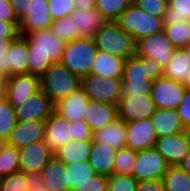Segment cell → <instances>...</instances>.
Here are the masks:
<instances>
[{
    "label": "cell",
    "instance_id": "cell-57",
    "mask_svg": "<svg viewBox=\"0 0 190 191\" xmlns=\"http://www.w3.org/2000/svg\"><path fill=\"white\" fill-rule=\"evenodd\" d=\"M183 85L186 87V89L190 90V71H188L187 77Z\"/></svg>",
    "mask_w": 190,
    "mask_h": 191
},
{
    "label": "cell",
    "instance_id": "cell-39",
    "mask_svg": "<svg viewBox=\"0 0 190 191\" xmlns=\"http://www.w3.org/2000/svg\"><path fill=\"white\" fill-rule=\"evenodd\" d=\"M16 122L14 107L5 98H0V137L7 141Z\"/></svg>",
    "mask_w": 190,
    "mask_h": 191
},
{
    "label": "cell",
    "instance_id": "cell-5",
    "mask_svg": "<svg viewBox=\"0 0 190 191\" xmlns=\"http://www.w3.org/2000/svg\"><path fill=\"white\" fill-rule=\"evenodd\" d=\"M116 22L135 42L159 33L164 28L162 18L146 13L133 3L128 6Z\"/></svg>",
    "mask_w": 190,
    "mask_h": 191
},
{
    "label": "cell",
    "instance_id": "cell-30",
    "mask_svg": "<svg viewBox=\"0 0 190 191\" xmlns=\"http://www.w3.org/2000/svg\"><path fill=\"white\" fill-rule=\"evenodd\" d=\"M190 71V59L183 49H175L173 57L163 69V77L184 83Z\"/></svg>",
    "mask_w": 190,
    "mask_h": 191
},
{
    "label": "cell",
    "instance_id": "cell-17",
    "mask_svg": "<svg viewBox=\"0 0 190 191\" xmlns=\"http://www.w3.org/2000/svg\"><path fill=\"white\" fill-rule=\"evenodd\" d=\"M46 120L17 121L7 144L21 149L45 138Z\"/></svg>",
    "mask_w": 190,
    "mask_h": 191
},
{
    "label": "cell",
    "instance_id": "cell-14",
    "mask_svg": "<svg viewBox=\"0 0 190 191\" xmlns=\"http://www.w3.org/2000/svg\"><path fill=\"white\" fill-rule=\"evenodd\" d=\"M54 107L51 99L40 90L26 102L14 106V112L17 121L47 120Z\"/></svg>",
    "mask_w": 190,
    "mask_h": 191
},
{
    "label": "cell",
    "instance_id": "cell-22",
    "mask_svg": "<svg viewBox=\"0 0 190 191\" xmlns=\"http://www.w3.org/2000/svg\"><path fill=\"white\" fill-rule=\"evenodd\" d=\"M5 57V74L7 76L28 74L29 54L27 38L25 36H19L15 39Z\"/></svg>",
    "mask_w": 190,
    "mask_h": 191
},
{
    "label": "cell",
    "instance_id": "cell-48",
    "mask_svg": "<svg viewBox=\"0 0 190 191\" xmlns=\"http://www.w3.org/2000/svg\"><path fill=\"white\" fill-rule=\"evenodd\" d=\"M17 21L20 23L30 9L31 0H9Z\"/></svg>",
    "mask_w": 190,
    "mask_h": 191
},
{
    "label": "cell",
    "instance_id": "cell-43",
    "mask_svg": "<svg viewBox=\"0 0 190 191\" xmlns=\"http://www.w3.org/2000/svg\"><path fill=\"white\" fill-rule=\"evenodd\" d=\"M133 4L148 14L162 18L168 7L167 0H133Z\"/></svg>",
    "mask_w": 190,
    "mask_h": 191
},
{
    "label": "cell",
    "instance_id": "cell-29",
    "mask_svg": "<svg viewBox=\"0 0 190 191\" xmlns=\"http://www.w3.org/2000/svg\"><path fill=\"white\" fill-rule=\"evenodd\" d=\"M92 140H71L54 152V155L64 164L88 161Z\"/></svg>",
    "mask_w": 190,
    "mask_h": 191
},
{
    "label": "cell",
    "instance_id": "cell-10",
    "mask_svg": "<svg viewBox=\"0 0 190 191\" xmlns=\"http://www.w3.org/2000/svg\"><path fill=\"white\" fill-rule=\"evenodd\" d=\"M185 91L183 83L161 77L153 81L150 96L157 109H176Z\"/></svg>",
    "mask_w": 190,
    "mask_h": 191
},
{
    "label": "cell",
    "instance_id": "cell-2",
    "mask_svg": "<svg viewBox=\"0 0 190 191\" xmlns=\"http://www.w3.org/2000/svg\"><path fill=\"white\" fill-rule=\"evenodd\" d=\"M41 90L55 105L81 87V79L61 62L53 63L40 76Z\"/></svg>",
    "mask_w": 190,
    "mask_h": 191
},
{
    "label": "cell",
    "instance_id": "cell-44",
    "mask_svg": "<svg viewBox=\"0 0 190 191\" xmlns=\"http://www.w3.org/2000/svg\"><path fill=\"white\" fill-rule=\"evenodd\" d=\"M52 20L70 16L74 11L73 0H48Z\"/></svg>",
    "mask_w": 190,
    "mask_h": 191
},
{
    "label": "cell",
    "instance_id": "cell-41",
    "mask_svg": "<svg viewBox=\"0 0 190 191\" xmlns=\"http://www.w3.org/2000/svg\"><path fill=\"white\" fill-rule=\"evenodd\" d=\"M138 181L132 175L108 176L107 191H136Z\"/></svg>",
    "mask_w": 190,
    "mask_h": 191
},
{
    "label": "cell",
    "instance_id": "cell-24",
    "mask_svg": "<svg viewBox=\"0 0 190 191\" xmlns=\"http://www.w3.org/2000/svg\"><path fill=\"white\" fill-rule=\"evenodd\" d=\"M44 183L50 191H71L67 181V168L55 155L41 172Z\"/></svg>",
    "mask_w": 190,
    "mask_h": 191
},
{
    "label": "cell",
    "instance_id": "cell-58",
    "mask_svg": "<svg viewBox=\"0 0 190 191\" xmlns=\"http://www.w3.org/2000/svg\"><path fill=\"white\" fill-rule=\"evenodd\" d=\"M6 145H7V141L0 137V153L5 148Z\"/></svg>",
    "mask_w": 190,
    "mask_h": 191
},
{
    "label": "cell",
    "instance_id": "cell-35",
    "mask_svg": "<svg viewBox=\"0 0 190 191\" xmlns=\"http://www.w3.org/2000/svg\"><path fill=\"white\" fill-rule=\"evenodd\" d=\"M133 0H97L96 9L107 21H116Z\"/></svg>",
    "mask_w": 190,
    "mask_h": 191
},
{
    "label": "cell",
    "instance_id": "cell-28",
    "mask_svg": "<svg viewBox=\"0 0 190 191\" xmlns=\"http://www.w3.org/2000/svg\"><path fill=\"white\" fill-rule=\"evenodd\" d=\"M125 59L98 51L91 73L104 77L122 79Z\"/></svg>",
    "mask_w": 190,
    "mask_h": 191
},
{
    "label": "cell",
    "instance_id": "cell-6",
    "mask_svg": "<svg viewBox=\"0 0 190 191\" xmlns=\"http://www.w3.org/2000/svg\"><path fill=\"white\" fill-rule=\"evenodd\" d=\"M81 88L90 100L118 105L121 99L122 79L91 73L81 78Z\"/></svg>",
    "mask_w": 190,
    "mask_h": 191
},
{
    "label": "cell",
    "instance_id": "cell-54",
    "mask_svg": "<svg viewBox=\"0 0 190 191\" xmlns=\"http://www.w3.org/2000/svg\"><path fill=\"white\" fill-rule=\"evenodd\" d=\"M97 0H73L75 10L96 8Z\"/></svg>",
    "mask_w": 190,
    "mask_h": 191
},
{
    "label": "cell",
    "instance_id": "cell-11",
    "mask_svg": "<svg viewBox=\"0 0 190 191\" xmlns=\"http://www.w3.org/2000/svg\"><path fill=\"white\" fill-rule=\"evenodd\" d=\"M190 146L189 132L158 137L154 148L164 157L170 166H177L185 157Z\"/></svg>",
    "mask_w": 190,
    "mask_h": 191
},
{
    "label": "cell",
    "instance_id": "cell-46",
    "mask_svg": "<svg viewBox=\"0 0 190 191\" xmlns=\"http://www.w3.org/2000/svg\"><path fill=\"white\" fill-rule=\"evenodd\" d=\"M176 110L185 130L188 131L190 128V90L186 89Z\"/></svg>",
    "mask_w": 190,
    "mask_h": 191
},
{
    "label": "cell",
    "instance_id": "cell-53",
    "mask_svg": "<svg viewBox=\"0 0 190 191\" xmlns=\"http://www.w3.org/2000/svg\"><path fill=\"white\" fill-rule=\"evenodd\" d=\"M17 38H0V71L5 73V59L13 41Z\"/></svg>",
    "mask_w": 190,
    "mask_h": 191
},
{
    "label": "cell",
    "instance_id": "cell-21",
    "mask_svg": "<svg viewBox=\"0 0 190 191\" xmlns=\"http://www.w3.org/2000/svg\"><path fill=\"white\" fill-rule=\"evenodd\" d=\"M90 99L80 87L71 95L55 104L54 110L69 122L85 120V108Z\"/></svg>",
    "mask_w": 190,
    "mask_h": 191
},
{
    "label": "cell",
    "instance_id": "cell-49",
    "mask_svg": "<svg viewBox=\"0 0 190 191\" xmlns=\"http://www.w3.org/2000/svg\"><path fill=\"white\" fill-rule=\"evenodd\" d=\"M19 22L0 21V38H18Z\"/></svg>",
    "mask_w": 190,
    "mask_h": 191
},
{
    "label": "cell",
    "instance_id": "cell-18",
    "mask_svg": "<svg viewBox=\"0 0 190 191\" xmlns=\"http://www.w3.org/2000/svg\"><path fill=\"white\" fill-rule=\"evenodd\" d=\"M71 140H73L72 122L67 121L54 110L46 120L45 143L55 152Z\"/></svg>",
    "mask_w": 190,
    "mask_h": 191
},
{
    "label": "cell",
    "instance_id": "cell-38",
    "mask_svg": "<svg viewBox=\"0 0 190 191\" xmlns=\"http://www.w3.org/2000/svg\"><path fill=\"white\" fill-rule=\"evenodd\" d=\"M20 171L18 148L6 145L0 153V176L6 177Z\"/></svg>",
    "mask_w": 190,
    "mask_h": 191
},
{
    "label": "cell",
    "instance_id": "cell-26",
    "mask_svg": "<svg viewBox=\"0 0 190 191\" xmlns=\"http://www.w3.org/2000/svg\"><path fill=\"white\" fill-rule=\"evenodd\" d=\"M76 28L80 30L81 38H93L107 22L96 8L75 10L71 15Z\"/></svg>",
    "mask_w": 190,
    "mask_h": 191
},
{
    "label": "cell",
    "instance_id": "cell-31",
    "mask_svg": "<svg viewBox=\"0 0 190 191\" xmlns=\"http://www.w3.org/2000/svg\"><path fill=\"white\" fill-rule=\"evenodd\" d=\"M190 21V0H169L163 14V26Z\"/></svg>",
    "mask_w": 190,
    "mask_h": 191
},
{
    "label": "cell",
    "instance_id": "cell-56",
    "mask_svg": "<svg viewBox=\"0 0 190 191\" xmlns=\"http://www.w3.org/2000/svg\"><path fill=\"white\" fill-rule=\"evenodd\" d=\"M8 76L0 71V98H5Z\"/></svg>",
    "mask_w": 190,
    "mask_h": 191
},
{
    "label": "cell",
    "instance_id": "cell-60",
    "mask_svg": "<svg viewBox=\"0 0 190 191\" xmlns=\"http://www.w3.org/2000/svg\"><path fill=\"white\" fill-rule=\"evenodd\" d=\"M2 182H3V177L0 176V191H1V187H2Z\"/></svg>",
    "mask_w": 190,
    "mask_h": 191
},
{
    "label": "cell",
    "instance_id": "cell-4",
    "mask_svg": "<svg viewBox=\"0 0 190 191\" xmlns=\"http://www.w3.org/2000/svg\"><path fill=\"white\" fill-rule=\"evenodd\" d=\"M93 38H79L65 44L61 63L80 79L91 74L98 52Z\"/></svg>",
    "mask_w": 190,
    "mask_h": 191
},
{
    "label": "cell",
    "instance_id": "cell-27",
    "mask_svg": "<svg viewBox=\"0 0 190 191\" xmlns=\"http://www.w3.org/2000/svg\"><path fill=\"white\" fill-rule=\"evenodd\" d=\"M126 134V122L118 118L108 126L95 131L93 140L119 150L126 148Z\"/></svg>",
    "mask_w": 190,
    "mask_h": 191
},
{
    "label": "cell",
    "instance_id": "cell-55",
    "mask_svg": "<svg viewBox=\"0 0 190 191\" xmlns=\"http://www.w3.org/2000/svg\"><path fill=\"white\" fill-rule=\"evenodd\" d=\"M177 166L190 175V146L184 159Z\"/></svg>",
    "mask_w": 190,
    "mask_h": 191
},
{
    "label": "cell",
    "instance_id": "cell-51",
    "mask_svg": "<svg viewBox=\"0 0 190 191\" xmlns=\"http://www.w3.org/2000/svg\"><path fill=\"white\" fill-rule=\"evenodd\" d=\"M27 180L30 183L28 191H46L48 190L46 184L43 181L42 175L38 173L27 174Z\"/></svg>",
    "mask_w": 190,
    "mask_h": 191
},
{
    "label": "cell",
    "instance_id": "cell-3",
    "mask_svg": "<svg viewBox=\"0 0 190 191\" xmlns=\"http://www.w3.org/2000/svg\"><path fill=\"white\" fill-rule=\"evenodd\" d=\"M93 39L99 51L124 59L135 55L136 42L116 21H107Z\"/></svg>",
    "mask_w": 190,
    "mask_h": 191
},
{
    "label": "cell",
    "instance_id": "cell-13",
    "mask_svg": "<svg viewBox=\"0 0 190 191\" xmlns=\"http://www.w3.org/2000/svg\"><path fill=\"white\" fill-rule=\"evenodd\" d=\"M117 107L118 118L126 123L150 118L157 110L150 95H134L130 98H121Z\"/></svg>",
    "mask_w": 190,
    "mask_h": 191
},
{
    "label": "cell",
    "instance_id": "cell-40",
    "mask_svg": "<svg viewBox=\"0 0 190 191\" xmlns=\"http://www.w3.org/2000/svg\"><path fill=\"white\" fill-rule=\"evenodd\" d=\"M152 80L122 81L121 98H130L134 95H150Z\"/></svg>",
    "mask_w": 190,
    "mask_h": 191
},
{
    "label": "cell",
    "instance_id": "cell-19",
    "mask_svg": "<svg viewBox=\"0 0 190 191\" xmlns=\"http://www.w3.org/2000/svg\"><path fill=\"white\" fill-rule=\"evenodd\" d=\"M51 24L48 0H31L27 15L19 23V34L26 36L36 30L50 29Z\"/></svg>",
    "mask_w": 190,
    "mask_h": 191
},
{
    "label": "cell",
    "instance_id": "cell-59",
    "mask_svg": "<svg viewBox=\"0 0 190 191\" xmlns=\"http://www.w3.org/2000/svg\"><path fill=\"white\" fill-rule=\"evenodd\" d=\"M182 49L186 52L187 56L190 59V43Z\"/></svg>",
    "mask_w": 190,
    "mask_h": 191
},
{
    "label": "cell",
    "instance_id": "cell-47",
    "mask_svg": "<svg viewBox=\"0 0 190 191\" xmlns=\"http://www.w3.org/2000/svg\"><path fill=\"white\" fill-rule=\"evenodd\" d=\"M73 140H93V133L84 120L72 122Z\"/></svg>",
    "mask_w": 190,
    "mask_h": 191
},
{
    "label": "cell",
    "instance_id": "cell-42",
    "mask_svg": "<svg viewBox=\"0 0 190 191\" xmlns=\"http://www.w3.org/2000/svg\"><path fill=\"white\" fill-rule=\"evenodd\" d=\"M27 173L18 171L3 177L1 191H28Z\"/></svg>",
    "mask_w": 190,
    "mask_h": 191
},
{
    "label": "cell",
    "instance_id": "cell-32",
    "mask_svg": "<svg viewBox=\"0 0 190 191\" xmlns=\"http://www.w3.org/2000/svg\"><path fill=\"white\" fill-rule=\"evenodd\" d=\"M162 182L166 191H190V175L179 166H170Z\"/></svg>",
    "mask_w": 190,
    "mask_h": 191
},
{
    "label": "cell",
    "instance_id": "cell-33",
    "mask_svg": "<svg viewBox=\"0 0 190 191\" xmlns=\"http://www.w3.org/2000/svg\"><path fill=\"white\" fill-rule=\"evenodd\" d=\"M66 168L67 181L69 182V188L71 191H73L80 184L90 180V177L96 174L88 161L74 162L66 165Z\"/></svg>",
    "mask_w": 190,
    "mask_h": 191
},
{
    "label": "cell",
    "instance_id": "cell-12",
    "mask_svg": "<svg viewBox=\"0 0 190 191\" xmlns=\"http://www.w3.org/2000/svg\"><path fill=\"white\" fill-rule=\"evenodd\" d=\"M19 150L20 171L41 174L45 165L54 156V152L44 140L31 143Z\"/></svg>",
    "mask_w": 190,
    "mask_h": 191
},
{
    "label": "cell",
    "instance_id": "cell-37",
    "mask_svg": "<svg viewBox=\"0 0 190 191\" xmlns=\"http://www.w3.org/2000/svg\"><path fill=\"white\" fill-rule=\"evenodd\" d=\"M163 31L176 49H182L190 43V28L188 21L166 25Z\"/></svg>",
    "mask_w": 190,
    "mask_h": 191
},
{
    "label": "cell",
    "instance_id": "cell-8",
    "mask_svg": "<svg viewBox=\"0 0 190 191\" xmlns=\"http://www.w3.org/2000/svg\"><path fill=\"white\" fill-rule=\"evenodd\" d=\"M170 165L154 148L137 151L136 162L132 176L137 180L162 179Z\"/></svg>",
    "mask_w": 190,
    "mask_h": 191
},
{
    "label": "cell",
    "instance_id": "cell-34",
    "mask_svg": "<svg viewBox=\"0 0 190 191\" xmlns=\"http://www.w3.org/2000/svg\"><path fill=\"white\" fill-rule=\"evenodd\" d=\"M50 30L57 38L65 43L81 38L80 30L76 28L71 16L52 20Z\"/></svg>",
    "mask_w": 190,
    "mask_h": 191
},
{
    "label": "cell",
    "instance_id": "cell-23",
    "mask_svg": "<svg viewBox=\"0 0 190 191\" xmlns=\"http://www.w3.org/2000/svg\"><path fill=\"white\" fill-rule=\"evenodd\" d=\"M116 152L117 149L92 140L88 162L96 174L110 176L113 174Z\"/></svg>",
    "mask_w": 190,
    "mask_h": 191
},
{
    "label": "cell",
    "instance_id": "cell-15",
    "mask_svg": "<svg viewBox=\"0 0 190 191\" xmlns=\"http://www.w3.org/2000/svg\"><path fill=\"white\" fill-rule=\"evenodd\" d=\"M163 67L154 60L134 55L125 59L122 81L152 80L163 77Z\"/></svg>",
    "mask_w": 190,
    "mask_h": 191
},
{
    "label": "cell",
    "instance_id": "cell-52",
    "mask_svg": "<svg viewBox=\"0 0 190 191\" xmlns=\"http://www.w3.org/2000/svg\"><path fill=\"white\" fill-rule=\"evenodd\" d=\"M0 21L18 22L9 0H0Z\"/></svg>",
    "mask_w": 190,
    "mask_h": 191
},
{
    "label": "cell",
    "instance_id": "cell-7",
    "mask_svg": "<svg viewBox=\"0 0 190 191\" xmlns=\"http://www.w3.org/2000/svg\"><path fill=\"white\" fill-rule=\"evenodd\" d=\"M176 48L162 30L136 41L135 55L150 58L163 68L168 64Z\"/></svg>",
    "mask_w": 190,
    "mask_h": 191
},
{
    "label": "cell",
    "instance_id": "cell-16",
    "mask_svg": "<svg viewBox=\"0 0 190 191\" xmlns=\"http://www.w3.org/2000/svg\"><path fill=\"white\" fill-rule=\"evenodd\" d=\"M126 147L142 151L154 147L158 138L150 118L126 123Z\"/></svg>",
    "mask_w": 190,
    "mask_h": 191
},
{
    "label": "cell",
    "instance_id": "cell-45",
    "mask_svg": "<svg viewBox=\"0 0 190 191\" xmlns=\"http://www.w3.org/2000/svg\"><path fill=\"white\" fill-rule=\"evenodd\" d=\"M108 176L95 174L90 180L77 186L73 191H107Z\"/></svg>",
    "mask_w": 190,
    "mask_h": 191
},
{
    "label": "cell",
    "instance_id": "cell-36",
    "mask_svg": "<svg viewBox=\"0 0 190 191\" xmlns=\"http://www.w3.org/2000/svg\"><path fill=\"white\" fill-rule=\"evenodd\" d=\"M137 151L124 148L116 152L113 166V174L132 175L136 162Z\"/></svg>",
    "mask_w": 190,
    "mask_h": 191
},
{
    "label": "cell",
    "instance_id": "cell-9",
    "mask_svg": "<svg viewBox=\"0 0 190 191\" xmlns=\"http://www.w3.org/2000/svg\"><path fill=\"white\" fill-rule=\"evenodd\" d=\"M40 90V76L30 73L11 75L7 79L5 100L14 107L26 102Z\"/></svg>",
    "mask_w": 190,
    "mask_h": 191
},
{
    "label": "cell",
    "instance_id": "cell-20",
    "mask_svg": "<svg viewBox=\"0 0 190 191\" xmlns=\"http://www.w3.org/2000/svg\"><path fill=\"white\" fill-rule=\"evenodd\" d=\"M118 119L117 105L90 100L85 108V122L92 133Z\"/></svg>",
    "mask_w": 190,
    "mask_h": 191
},
{
    "label": "cell",
    "instance_id": "cell-50",
    "mask_svg": "<svg viewBox=\"0 0 190 191\" xmlns=\"http://www.w3.org/2000/svg\"><path fill=\"white\" fill-rule=\"evenodd\" d=\"M136 191H166V189L162 179H153L138 181Z\"/></svg>",
    "mask_w": 190,
    "mask_h": 191
},
{
    "label": "cell",
    "instance_id": "cell-1",
    "mask_svg": "<svg viewBox=\"0 0 190 191\" xmlns=\"http://www.w3.org/2000/svg\"><path fill=\"white\" fill-rule=\"evenodd\" d=\"M28 47V73L41 76L53 63L61 62L65 42L50 29L36 30L25 36Z\"/></svg>",
    "mask_w": 190,
    "mask_h": 191
},
{
    "label": "cell",
    "instance_id": "cell-25",
    "mask_svg": "<svg viewBox=\"0 0 190 191\" xmlns=\"http://www.w3.org/2000/svg\"><path fill=\"white\" fill-rule=\"evenodd\" d=\"M150 119L157 137L186 131L176 109H157Z\"/></svg>",
    "mask_w": 190,
    "mask_h": 191
}]
</instances>
